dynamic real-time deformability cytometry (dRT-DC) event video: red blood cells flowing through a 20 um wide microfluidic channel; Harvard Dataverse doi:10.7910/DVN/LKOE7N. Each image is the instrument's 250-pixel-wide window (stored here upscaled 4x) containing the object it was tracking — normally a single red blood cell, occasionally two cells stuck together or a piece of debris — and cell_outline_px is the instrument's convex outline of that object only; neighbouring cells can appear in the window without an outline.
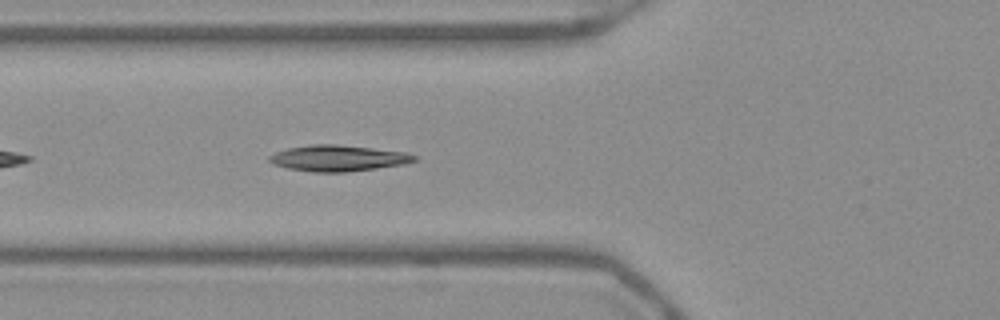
{"species": "Egyptian fruit bat (a non-hibernating species)", "species_latin": "Rousettus aegyptiacus", "temperature_condition": "warm", "stored_images_in_passage": 37, "camera_frame_rate_fps": 3000, "um_per_image_px": 0.085, "frame": {"image": 1, "passage_image": 5, "time_ms": 1.333, "image_size_px": [1000, 320], "cell_outline_px": [[416, 160], [404, 164], [376, 168], [344, 172], [312, 172], [288, 168], [272, 164], [268, 160], [268, 156], [276, 152], [288, 148], [312, 144], [336, 144], [408, 152], [416, 156]], "centroid_in_image_um": [28.72, 13.44], "position_along_channel_um": 97.1, "area_um2": 21.96}}
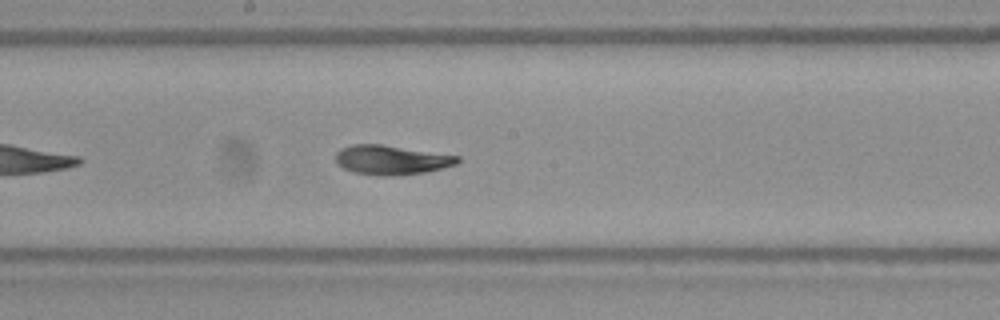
{"frame": {"image": 2, "passage_image": 14, "time_ms": 4.333, "image_size_px": [1000, 320], "cell_outline_px": [[460, 160], [456, 164], [444, 168], [424, 172], [388, 176], [376, 176], [356, 172], [344, 168], [336, 164], [336, 152], [340, 148], [352, 144], [380, 144], [460, 156]], "centroid_in_image_um": [33.25, 13.59], "position_along_channel_um": 215.0, "area_um2": 20.81}}
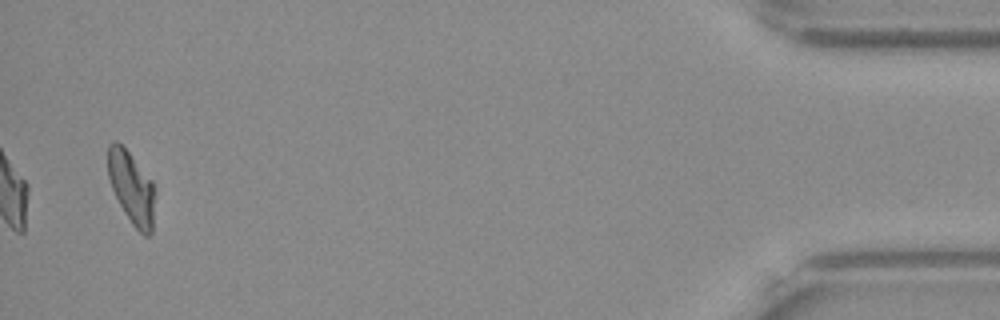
{"frame": {"image": 3, "passage_image": 36, "time_ms": 11.667, "image_size_px": [1000, 320], "cell_outline_px": [[156, 192], [152, 232], [148, 236], [144, 236], [132, 224], [124, 212], [112, 188], [108, 176], [108, 144], [112, 140], [116, 140], [128, 152], [152, 180], [156, 188]], "centroid_in_image_um": [11.21, 15.97], "position_along_channel_um": 424.0, "area_um2": 19.94}, "authors_computed_cell_mechanics": {"area_um2": 20.9814, "velocity_mm_per_s": 3.9132, "shape_relaxation_time_tau1_ms": 5.3054, "shape_relaxation_time_tau2_ms": 1.6269, "deformation_change_tau1": 0.1704, "deformation_change_tau2": 0.0666}}